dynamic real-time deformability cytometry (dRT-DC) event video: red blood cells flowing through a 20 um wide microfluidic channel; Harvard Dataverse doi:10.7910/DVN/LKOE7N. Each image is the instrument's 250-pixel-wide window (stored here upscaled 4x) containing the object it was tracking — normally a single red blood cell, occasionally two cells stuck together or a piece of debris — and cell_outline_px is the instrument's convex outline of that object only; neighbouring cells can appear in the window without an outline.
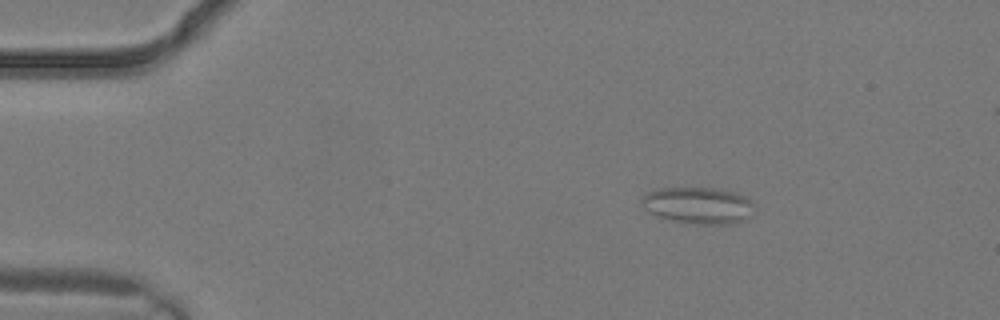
{"species": "common noctule bat (a hibernating species)", "species_latin": "Nyctalus noctula", "temperature_condition": "warm", "stored_images_in_passage": 3, "camera_frame_rate_fps": 3000, "um_per_image_px": 0.085, "animal": {"sex": "male", "body_mass_g": 19.2, "forearm_length_mm": 51.8}, "frame": {"image": 1, "passage_image": 1, "time_ms": 0.0, "image_size_px": [1000, 320], "cell_outline_px": [[756, 204], [752, 216], [744, 220], [728, 224], [696, 224], [672, 220], [648, 212], [640, 204], [640, 200], [648, 192], [660, 188], [712, 188], [732, 192], [744, 196]], "centroid_in_image_um": [59.37, 17.46], "position_along_channel_um": 25.6, "area_um2": 24.04}}